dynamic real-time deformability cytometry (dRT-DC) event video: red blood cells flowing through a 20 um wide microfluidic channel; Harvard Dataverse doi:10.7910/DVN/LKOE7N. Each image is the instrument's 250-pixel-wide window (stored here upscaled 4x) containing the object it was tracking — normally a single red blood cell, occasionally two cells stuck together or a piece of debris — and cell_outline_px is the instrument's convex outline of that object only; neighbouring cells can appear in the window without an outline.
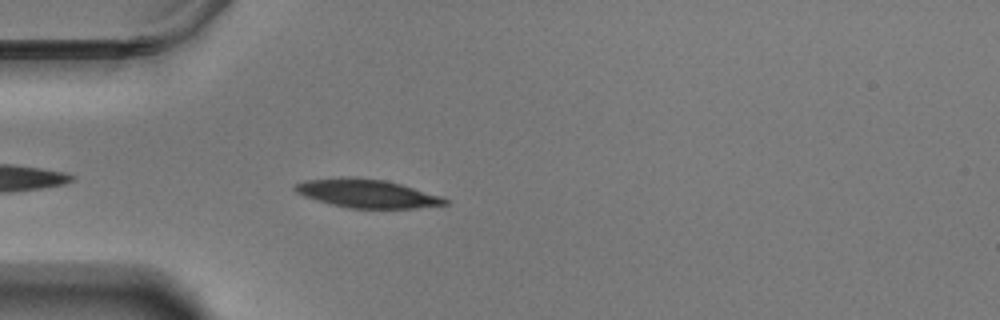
{"species": "Egyptian fruit bat (a non-hibernating species)", "species_latin": "Rousettus aegyptiacus", "temperature_condition": "warm", "stored_images_in_passage": 19, "camera_frame_rate_fps": 3000, "um_per_image_px": 0.085, "animal": {"sex": "male"}, "frame": {"image": 1, "passage_image": 4, "time_ms": 1.0, "image_size_px": [1000, 320], "cell_outline_px": [[448, 204], [416, 208], [348, 208], [332, 204], [304, 196], [296, 192], [292, 188], [296, 184], [304, 180], [340, 176], [348, 176], [384, 180], [400, 184], [440, 196], [448, 200]], "centroid_in_image_um": [31.14, 16.43], "position_along_channel_um": 53.9, "area_um2": 24.74}}
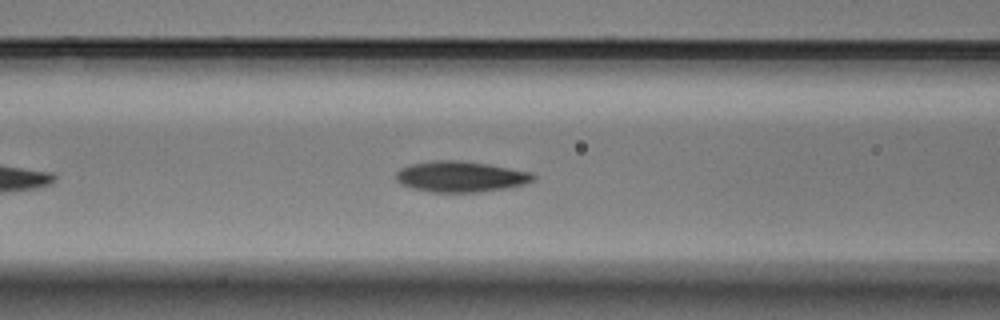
{"frame": {"image": 2, "passage_image": 11, "time_ms": 3.333, "image_size_px": [1000, 320], "cell_outline_px": [[536, 180], [524, 184], [508, 188], [476, 192], [428, 192], [412, 188], [400, 184], [396, 180], [396, 172], [400, 168], [412, 164], [432, 160], [460, 160], [488, 164], [532, 172], [536, 176]], "centroid_in_image_um": [39.16, 15.01], "position_along_channel_um": 127.4, "area_um2": 24.85}}
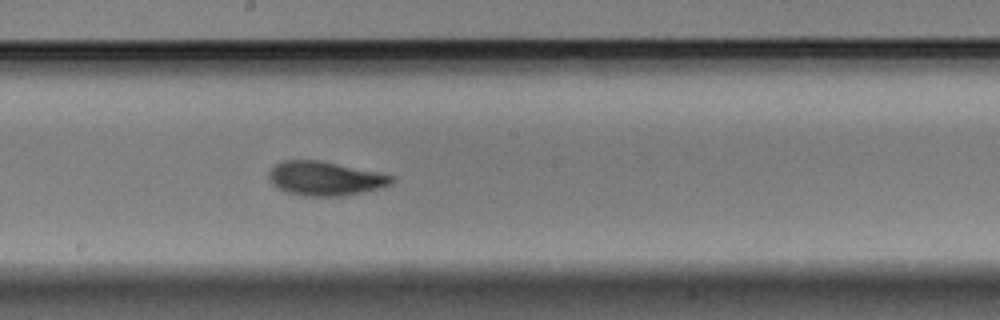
{"frame": {"image": 3, "passage_image": 19, "time_ms": 6.0, "image_size_px": [1000, 320], "cell_outline_px": [[396, 180], [392, 184], [380, 188], [364, 192], [344, 196], [304, 196], [288, 192], [272, 184], [268, 176], [268, 172], [280, 160], [320, 160], [376, 172], [392, 176]], "centroid_in_image_um": [27.63, 15.17], "position_along_channel_um": 220.6, "area_um2": 24.33}}